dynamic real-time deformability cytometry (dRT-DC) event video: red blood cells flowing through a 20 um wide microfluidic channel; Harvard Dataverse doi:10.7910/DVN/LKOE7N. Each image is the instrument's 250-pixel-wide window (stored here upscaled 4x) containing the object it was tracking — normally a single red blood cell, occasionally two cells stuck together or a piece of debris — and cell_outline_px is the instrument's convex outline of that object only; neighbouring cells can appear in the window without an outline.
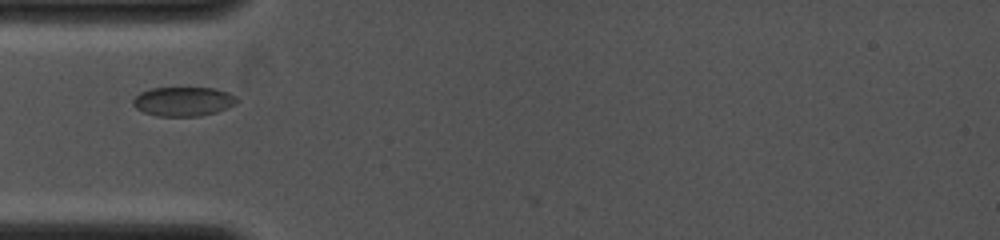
{"species": "common noctule bat (a hibernating species)", "species_latin": "Nyctalus noctula", "temperature_condition": "cold", "stored_images_in_passage": 35, "camera_frame_rate_fps": 4000, "um_per_image_px": 0.085, "animal": {"sex": "female", "body_mass_g": 19.0, "forearm_length_mm": 53.3}, "frame": {"image": 1, "passage_image": 2, "time_ms": 0.25, "image_size_px": [1000, 240], "cell_outline_px": [[240, 100], [236, 104], [228, 108], [216, 112], [200, 116], [156, 116], [144, 112], [136, 108], [132, 104], [132, 100], [140, 92], [152, 88], [212, 88], [228, 92], [236, 96]], "centroid_in_image_um": [15.6, 8.63], "position_along_channel_um": 69.4, "area_um2": 17.8}}
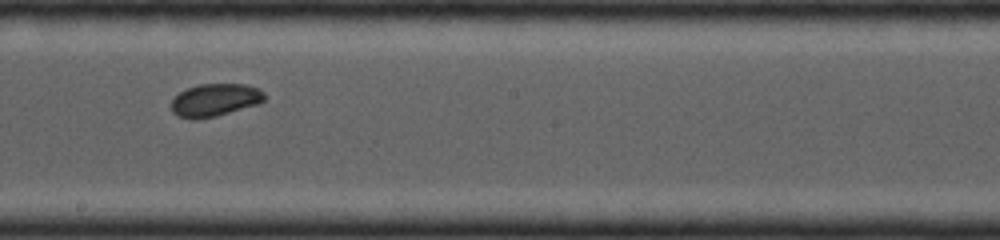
{"frame": {"image": 2, "passage_image": 16, "time_ms": 3.75, "image_size_px": [1000, 240], "cell_outline_px": [[264, 100], [260, 104], [216, 116], [196, 120], [192, 120], [176, 116], [172, 112], [172, 100], [180, 92], [188, 88], [200, 84], [244, 84], [260, 88], [264, 92]], "centroid_in_image_um": [18.28, 8.51], "position_along_channel_um": 229.9, "area_um2": 17.92}}
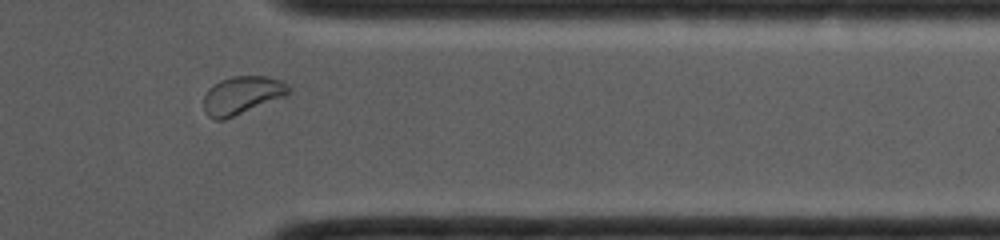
{"frame": {"image": 3, "passage_image": 30, "time_ms": 7.25, "image_size_px": [1000, 240], "cell_outline_px": [[292, 92], [284, 96], [224, 120], [216, 120], [208, 116], [204, 112], [204, 96], [208, 88], [212, 84], [220, 80], [232, 76], [268, 76], [284, 80], [292, 88]], "centroid_in_image_um": [20.58, 8.07], "position_along_channel_um": 390.8, "area_um2": 19.02}}